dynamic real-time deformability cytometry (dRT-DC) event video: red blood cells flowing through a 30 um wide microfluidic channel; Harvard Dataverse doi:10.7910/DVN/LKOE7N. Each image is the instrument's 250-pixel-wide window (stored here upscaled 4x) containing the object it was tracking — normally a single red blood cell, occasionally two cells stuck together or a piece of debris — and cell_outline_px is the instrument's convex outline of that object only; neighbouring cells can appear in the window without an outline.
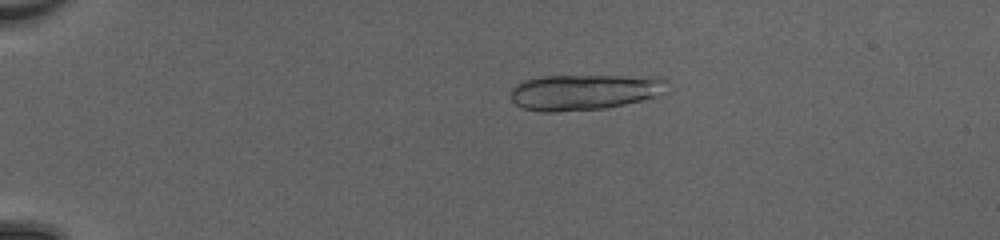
{"species": "common noctule bat (a hibernating species)", "species_latin": "Nyctalus noctula", "temperature_condition": "cold", "stored_images_in_passage": 21, "camera_frame_rate_fps": 3000, "um_per_image_px": 0.085, "animal": {"sex": "female", "body_mass_g": 20.0, "forearm_length_mm": 54.0}, "frame": {"image": 1, "passage_image": 12, "time_ms": 3.667, "image_size_px": [1000, 240], "cell_outline_px": [[668, 80], [660, 96], [624, 104], [604, 108], [556, 112], [540, 112], [520, 108], [512, 100], [508, 92], [516, 84], [524, 80], [544, 76], [660, 76]], "centroid_in_image_um": [49.64, 7.82], "position_along_channel_um": 35.4, "area_um2": 32.89}}